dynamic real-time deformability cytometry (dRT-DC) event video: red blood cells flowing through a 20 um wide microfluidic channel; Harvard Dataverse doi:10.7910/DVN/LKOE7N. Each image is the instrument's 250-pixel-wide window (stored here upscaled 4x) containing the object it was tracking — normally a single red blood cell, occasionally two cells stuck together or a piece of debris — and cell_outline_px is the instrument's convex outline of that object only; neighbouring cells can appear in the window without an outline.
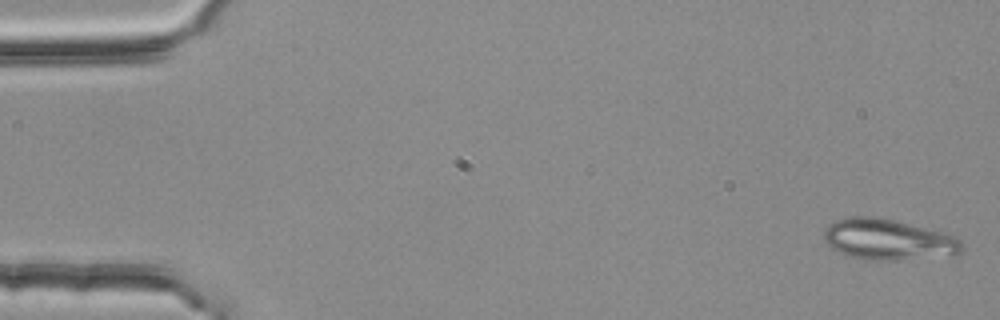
{"species": "common noctule bat (a hibernating species)", "species_latin": "Nyctalus noctula", "temperature_condition": "room temperature", "stored_images_in_passage": 31, "camera_frame_rate_fps": 3000, "um_per_image_px": 0.085, "animal": {"sex": "female", "body_mass_g": 25.1}, "frame": {"image": 1, "passage_image": 1, "time_ms": 0.0, "image_size_px": [1000, 320], "cell_outline_px": [[964, 248], [960, 252], [952, 256], [896, 260], [864, 260], [836, 252], [828, 248], [824, 240], [824, 228], [828, 224], [836, 220], [848, 216], [876, 216], [896, 220], [944, 232], [956, 236], [964, 244]], "centroid_in_image_um": [75.48, 20.36], "position_along_channel_um": 9.5, "area_um2": 33.7}}
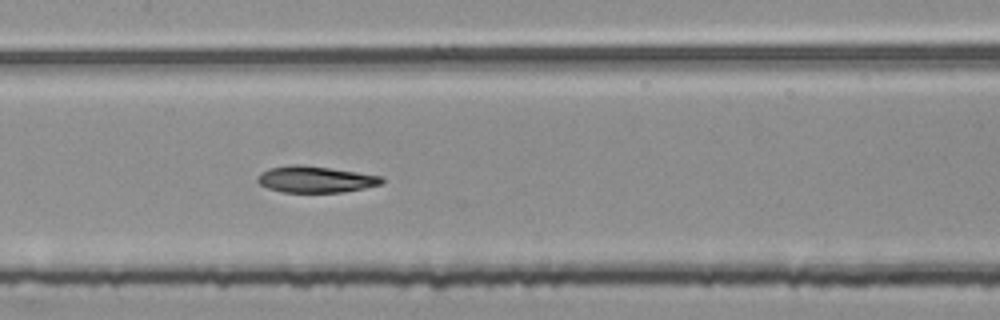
{"frame": {"image": 2, "passage_image": 26, "time_ms": 8.333, "image_size_px": [1000, 320], "cell_outline_px": [[384, 184], [364, 188], [340, 192], [280, 192], [268, 188], [260, 184], [256, 180], [256, 176], [260, 172], [268, 168], [292, 164], [300, 164], [384, 176]], "centroid_in_image_um": [26.79, 15.24], "position_along_channel_um": 180.6, "area_um2": 19.25}}
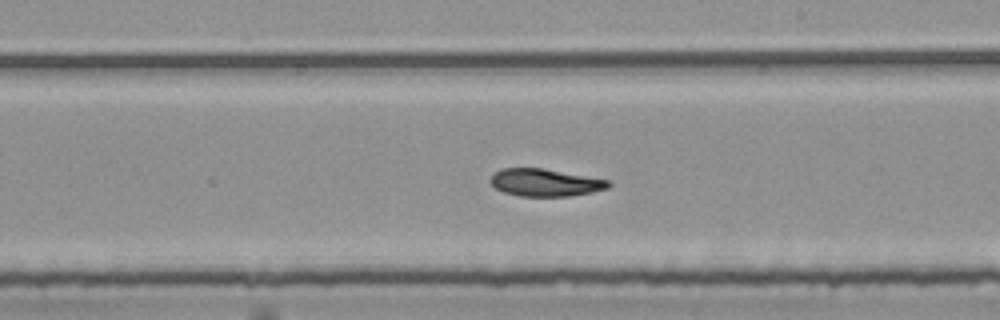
{"frame": {"image": 3, "passage_image": 31, "time_ms": 10.0, "image_size_px": [1000, 320], "cell_outline_px": [[612, 184], [608, 188], [592, 192], [568, 196], [520, 196], [504, 192], [496, 188], [488, 180], [500, 168], [544, 168], [608, 180]], "centroid_in_image_um": [46.33, 15.51], "position_along_channel_um": 242.7, "area_um2": 18.79}}